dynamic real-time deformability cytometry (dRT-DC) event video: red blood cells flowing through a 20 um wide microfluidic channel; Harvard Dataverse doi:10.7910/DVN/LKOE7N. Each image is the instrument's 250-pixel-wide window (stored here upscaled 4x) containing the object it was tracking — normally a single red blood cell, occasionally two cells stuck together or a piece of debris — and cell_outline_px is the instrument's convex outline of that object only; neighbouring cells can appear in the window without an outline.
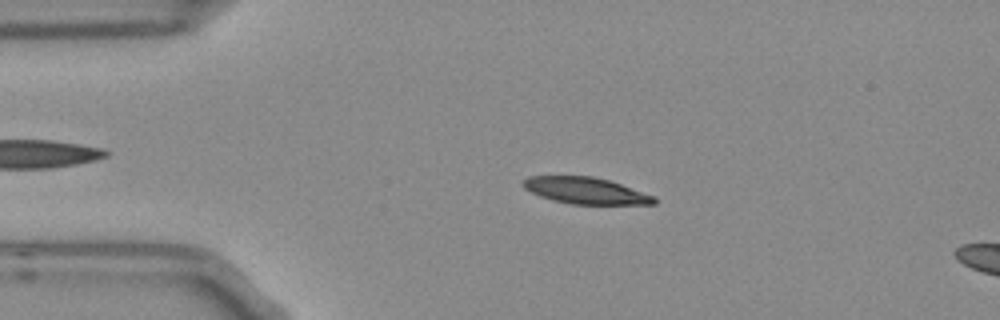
{"species": "Egyptian fruit bat (a non-hibernating species)", "species_latin": "Rousettus aegyptiacus", "temperature_condition": "room temperature", "stored_images_in_passage": 4, "camera_frame_rate_fps": 3000, "um_per_image_px": 0.085, "frame": {"image": 1, "passage_image": 3, "time_ms": 0.667, "image_size_px": [1000, 320], "cell_outline_px": [[656, 204], [572, 204], [552, 200], [540, 196], [524, 188], [524, 180], [528, 176], [592, 176], [608, 180], [656, 196]], "centroid_in_image_um": [49.8, 16.21], "position_along_channel_um": 35.2, "area_um2": 20.06}}